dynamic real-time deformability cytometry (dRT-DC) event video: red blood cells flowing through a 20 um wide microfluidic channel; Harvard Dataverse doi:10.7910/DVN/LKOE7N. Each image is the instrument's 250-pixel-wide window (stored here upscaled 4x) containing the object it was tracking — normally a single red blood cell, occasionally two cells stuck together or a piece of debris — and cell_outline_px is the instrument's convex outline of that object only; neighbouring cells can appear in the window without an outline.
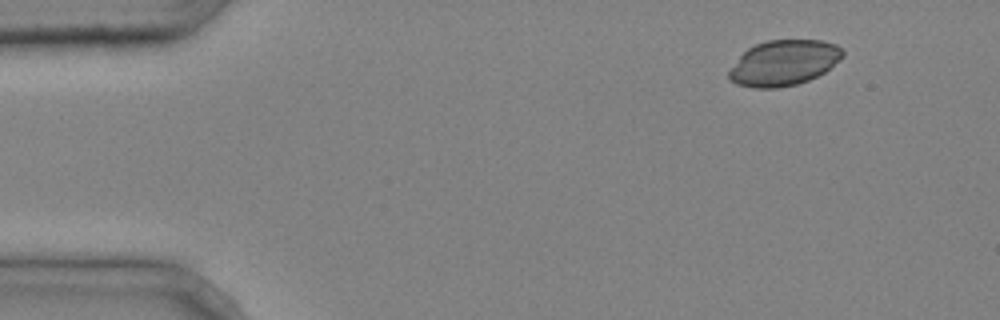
{"species": "common noctule bat (a hibernating species)", "species_latin": "Nyctalus noctula", "temperature_condition": "cold", "stored_images_in_passage": 4, "segment_of_instrument_passage": [2, 2], "camera_frame_rate_fps": 3000, "um_per_image_px": 0.085, "animal": {"sex": "male", "body_mass_g": 20.4}, "frame": {"image": 1, "passage_image": 4, "time_ms": 1.0, "image_size_px": [1000, 320], "cell_outline_px": [[844, 56], [840, 60], [824, 72], [808, 80], [796, 84], [776, 88], [752, 88], [736, 84], [728, 80], [728, 72], [740, 56], [748, 48], [756, 44], [768, 40], [820, 40], [836, 44], [844, 52]], "centroid_in_image_um": [66.61, 5.35], "position_along_channel_um": 18.4, "area_um2": 30.06}}